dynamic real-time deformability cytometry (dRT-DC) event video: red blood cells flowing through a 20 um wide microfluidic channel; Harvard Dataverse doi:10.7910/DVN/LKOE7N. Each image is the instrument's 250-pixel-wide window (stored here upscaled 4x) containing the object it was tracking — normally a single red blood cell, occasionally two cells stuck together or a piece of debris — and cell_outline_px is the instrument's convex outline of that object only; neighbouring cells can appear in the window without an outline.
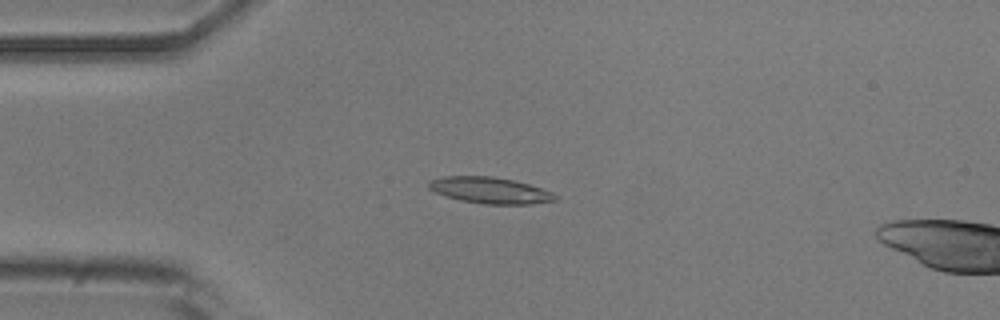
{"species": "common noctule bat (a hibernating species)", "species_latin": "Nyctalus noctula", "temperature_condition": "room temperature", "stored_images_in_passage": 37, "camera_frame_rate_fps": 3000, "um_per_image_px": 0.085, "animal": {"sex": "male", "body_mass_g": 20.5, "forearm_length_mm": 52.5}, "frame": {"image": 1, "passage_image": 13, "time_ms": 4.0, "image_size_px": [1000, 320], "cell_outline_px": [[556, 200], [528, 204], [484, 204], [460, 200], [436, 192], [428, 188], [428, 184], [432, 180], [444, 176], [492, 176], [512, 180], [528, 184], [552, 192], [556, 196]], "centroid_in_image_um": [41.64, 16.17], "position_along_channel_um": 43.4, "area_um2": 19.02}}
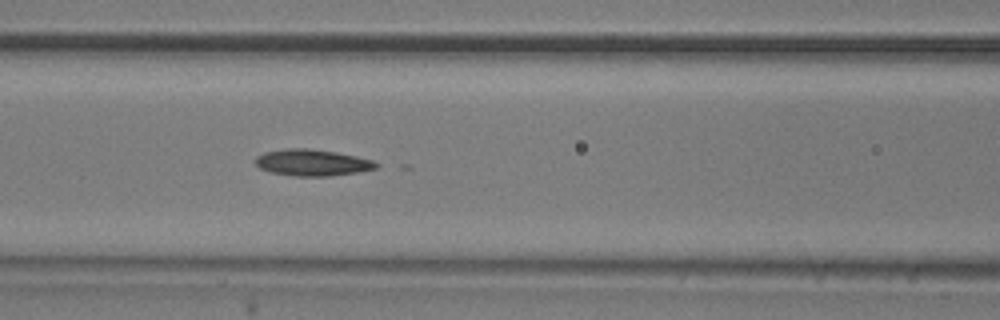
{"frame": {"image": 2, "passage_image": 22, "time_ms": 7.0, "image_size_px": [1000, 320], "cell_outline_px": [[380, 164], [376, 168], [356, 172], [328, 176], [292, 176], [272, 172], [260, 168], [256, 164], [256, 156], [264, 152], [284, 148], [308, 148], [336, 152], [356, 156], [372, 160]], "centroid_in_image_um": [26.52, 13.81], "position_along_channel_um": 140.1, "area_um2": 18.55}}
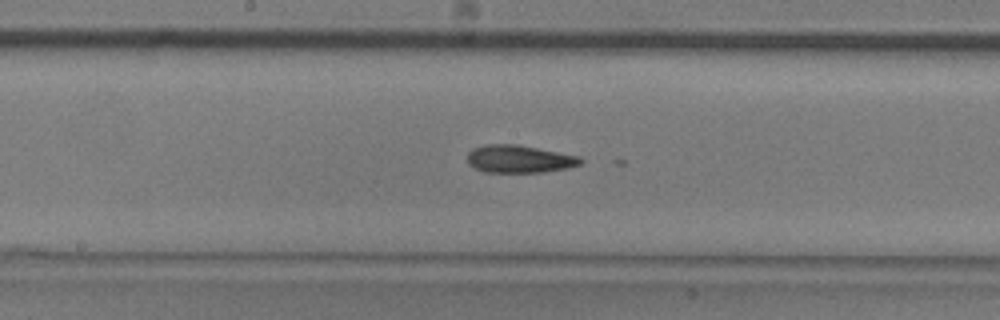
{"frame": {"image": 3, "passage_image": 27, "time_ms": 8.667, "image_size_px": [1000, 320], "cell_outline_px": [[584, 160], [580, 164], [568, 168], [544, 172], [484, 172], [468, 164], [468, 152], [472, 148], [484, 144], [516, 144], [580, 156]], "centroid_in_image_um": [44.14, 13.51], "position_along_channel_um": 204.1, "area_um2": 18.32}}